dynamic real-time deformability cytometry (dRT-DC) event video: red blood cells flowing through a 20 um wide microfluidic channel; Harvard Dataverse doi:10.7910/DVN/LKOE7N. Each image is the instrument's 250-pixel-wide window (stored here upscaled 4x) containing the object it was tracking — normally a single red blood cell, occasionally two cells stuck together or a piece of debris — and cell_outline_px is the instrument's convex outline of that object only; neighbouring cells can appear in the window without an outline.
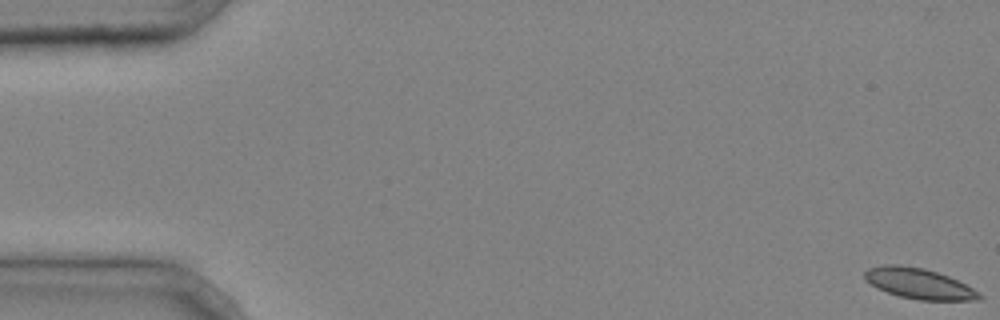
{"species": "common noctule bat (a hibernating species)", "species_latin": "Nyctalus noctula", "temperature_condition": "cold", "stored_images_in_passage": 7, "camera_frame_rate_fps": 3000, "um_per_image_px": 0.085, "animal": {"sex": "male", "body_mass_g": 20.4}, "frame": {"image": 1, "passage_image": 1, "time_ms": 0.0, "image_size_px": [1000, 320], "cell_outline_px": [[984, 296], [976, 300], [920, 300], [900, 296], [876, 288], [864, 280], [864, 272], [868, 268], [884, 264], [900, 264], [924, 268], [948, 276], [980, 292]], "centroid_in_image_um": [78.07, 24.09], "position_along_channel_um": 6.9, "area_um2": 20.4}}
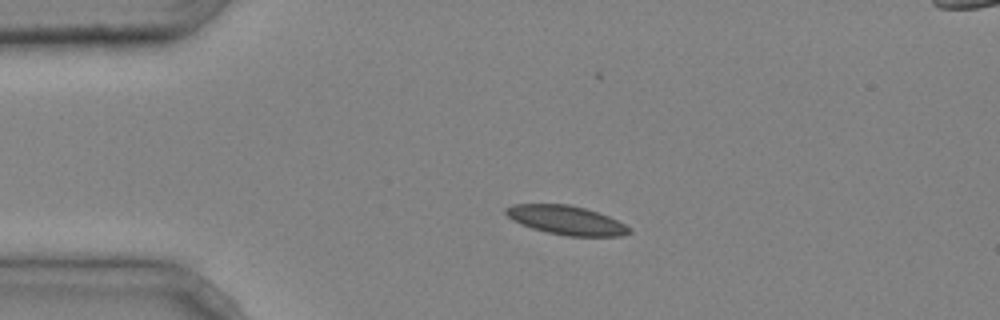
{"frame": {"image": 2, "passage_image": 4, "time_ms": 1.0, "image_size_px": [1000, 320], "cell_outline_px": [[632, 232], [620, 236], [568, 236], [548, 232], [532, 228], [520, 224], [512, 220], [504, 212], [504, 208], [512, 204], [568, 204], [584, 208], [608, 216], [632, 228]], "centroid_in_image_um": [48.11, 18.71], "position_along_channel_um": 36.9, "area_um2": 20.75}}